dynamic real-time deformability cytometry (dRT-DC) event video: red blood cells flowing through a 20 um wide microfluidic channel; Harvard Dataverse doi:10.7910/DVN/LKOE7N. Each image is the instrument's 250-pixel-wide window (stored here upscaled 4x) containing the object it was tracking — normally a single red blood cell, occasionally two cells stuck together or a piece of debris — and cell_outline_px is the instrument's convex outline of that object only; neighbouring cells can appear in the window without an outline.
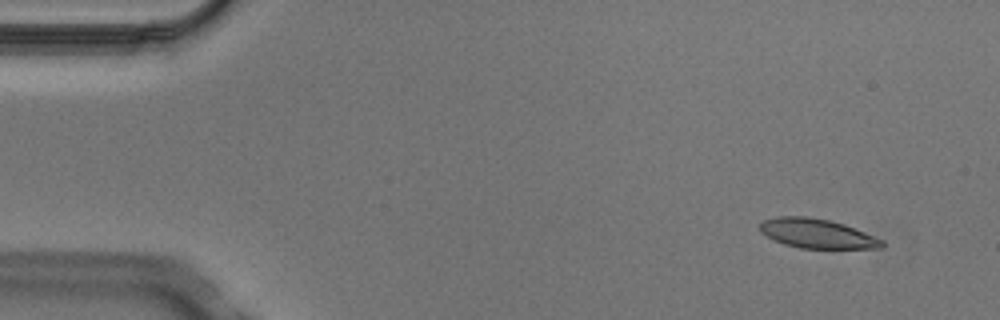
{"species": "Egyptian fruit bat (a non-hibernating species)", "species_latin": "Rousettus aegyptiacus", "temperature_condition": "cold", "stored_images_in_passage": 6, "camera_frame_rate_fps": 3000, "um_per_image_px": 0.085, "animal": {"sex": "male"}, "frame": {"image": 1, "passage_image": 2, "time_ms": 0.333, "image_size_px": [1000, 320], "cell_outline_px": [[884, 248], [800, 248], [784, 244], [760, 232], [760, 224], [764, 220], [776, 216], [808, 216], [828, 220], [844, 224], [884, 240]], "centroid_in_image_um": [69.45, 19.84], "position_along_channel_um": 15.5, "area_um2": 20.75}}